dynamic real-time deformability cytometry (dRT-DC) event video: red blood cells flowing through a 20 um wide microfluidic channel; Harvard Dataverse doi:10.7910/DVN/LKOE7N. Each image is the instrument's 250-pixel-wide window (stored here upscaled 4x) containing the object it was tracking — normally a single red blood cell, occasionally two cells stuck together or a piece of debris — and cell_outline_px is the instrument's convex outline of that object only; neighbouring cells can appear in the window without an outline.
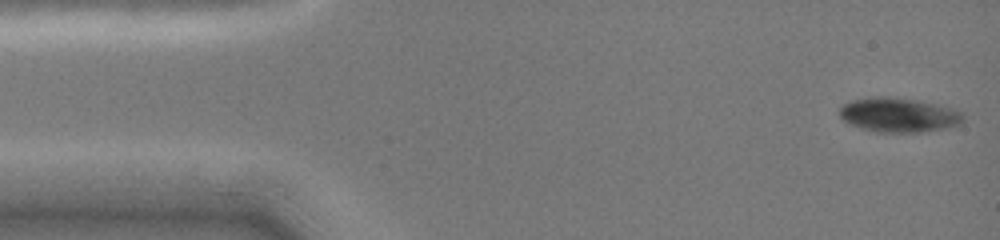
{"species": "common noctule bat (a hibernating species)", "species_latin": "Nyctalus noctula", "temperature_condition": "cold", "stored_images_in_passage": 49, "camera_frame_rate_fps": 3000, "um_per_image_px": 0.085, "animal": {"sex": "female", "body_mass_g": 19.0, "forearm_length_mm": 51.5}, "frame": {"image": 1, "passage_image": 1, "time_ms": 0.0, "image_size_px": [1000, 240], "cell_outline_px": [[964, 120], [960, 124], [948, 128], [920, 132], [876, 132], [860, 128], [848, 124], [840, 116], [840, 108], [844, 104], [852, 100], [872, 96], [880, 96], [916, 100], [940, 104], [956, 108], [964, 116]], "centroid_in_image_um": [76.42, 9.77], "position_along_channel_um": 8.6, "area_um2": 25.03}}
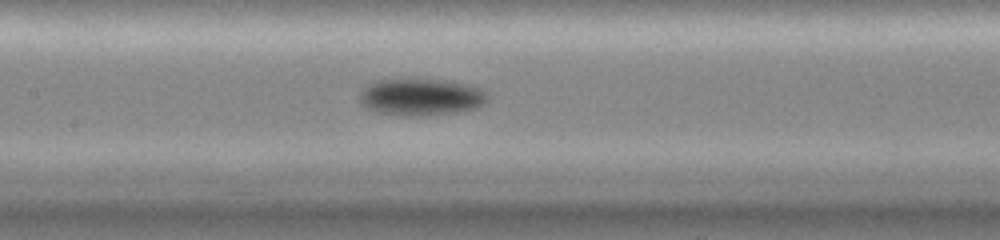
{"frame": {"image": 2, "passage_image": 25, "time_ms": 6.667, "image_size_px": [1000, 240], "cell_outline_px": [[488, 100], [484, 104], [476, 108], [456, 112], [424, 116], [400, 116], [376, 112], [360, 104], [360, 92], [368, 84], [380, 80], [444, 80], [468, 84], [480, 88], [488, 92]], "centroid_in_image_um": [35.81, 8.27], "position_along_channel_um": 171.6, "area_um2": 27.63}}
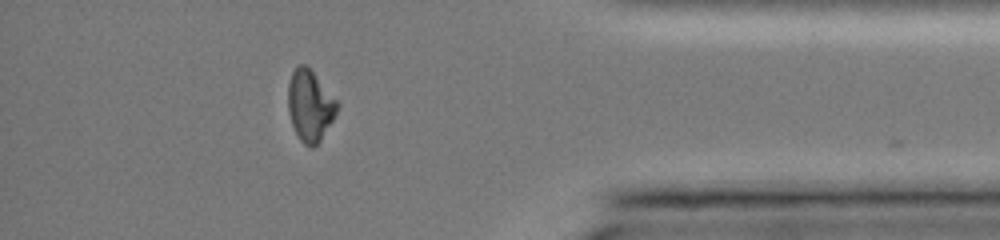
{"frame": {"image": 3, "passage_image": 48, "time_ms": 13.0, "image_size_px": [1000, 240], "cell_outline_px": [[340, 104], [332, 120], [320, 140], [312, 148], [304, 144], [300, 140], [292, 124], [288, 112], [288, 84], [292, 72], [300, 64], [304, 64], [312, 72]], "centroid_in_image_um": [26.33, 8.99], "position_along_channel_um": 408.9, "area_um2": 19.88}}